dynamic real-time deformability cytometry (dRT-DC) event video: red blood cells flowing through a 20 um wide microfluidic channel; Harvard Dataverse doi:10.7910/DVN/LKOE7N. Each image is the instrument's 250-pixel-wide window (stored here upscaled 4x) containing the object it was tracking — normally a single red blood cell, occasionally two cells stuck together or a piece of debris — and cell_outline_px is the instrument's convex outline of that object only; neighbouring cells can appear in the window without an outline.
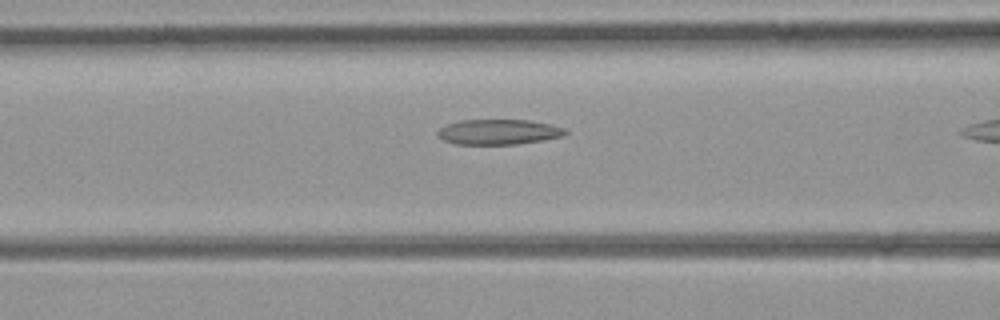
{"species": "common noctule bat (a hibernating species)", "species_latin": "Nyctalus noctula", "temperature_condition": "room temperature", "stored_images_in_passage": 10, "camera_frame_rate_fps": 3000, "um_per_image_px": 0.085, "animal": {"sex": "female", "body_mass_g": 21.9}, "frame": {"image": 1, "passage_image": 9, "time_ms": 2.667, "image_size_px": [1000, 320], "cell_outline_px": [[568, 132], [564, 136], [516, 144], [456, 144], [444, 140], [436, 136], [436, 132], [440, 128], [448, 124], [460, 120], [528, 120], [548, 124], [564, 128]], "centroid_in_image_um": [42.34, 11.21], "position_along_channel_um": 124.3, "area_um2": 18.61}}